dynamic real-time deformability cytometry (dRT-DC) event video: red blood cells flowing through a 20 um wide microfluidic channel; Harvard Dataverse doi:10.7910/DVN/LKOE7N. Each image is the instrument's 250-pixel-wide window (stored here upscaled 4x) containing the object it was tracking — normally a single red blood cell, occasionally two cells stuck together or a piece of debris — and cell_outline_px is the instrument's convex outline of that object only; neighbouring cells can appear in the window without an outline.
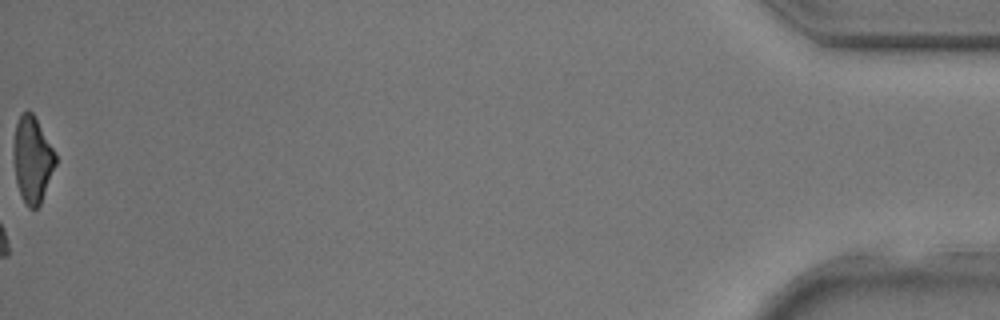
{"species": "common noctule bat (a hibernating species)", "species_latin": "Nyctalus noctula", "temperature_condition": "room temperature", "stored_images_in_passage": 31, "camera_frame_rate_fps": 3000, "um_per_image_px": 0.085, "animal": {"sex": "male", "body_mass_g": 17.9, "forearm_length_mm": 54.2}, "frame": {"image": 1, "passage_image": 31, "time_ms": 10.0, "image_size_px": [1000, 320], "cell_outline_px": [[56, 164], [40, 204], [36, 208], [28, 208], [20, 192], [16, 180], [12, 156], [12, 148], [16, 124], [20, 116], [28, 108], [32, 112], [56, 152]], "centroid_in_image_um": [2.74, 13.53], "position_along_channel_um": 432.5, "area_um2": 21.1}}